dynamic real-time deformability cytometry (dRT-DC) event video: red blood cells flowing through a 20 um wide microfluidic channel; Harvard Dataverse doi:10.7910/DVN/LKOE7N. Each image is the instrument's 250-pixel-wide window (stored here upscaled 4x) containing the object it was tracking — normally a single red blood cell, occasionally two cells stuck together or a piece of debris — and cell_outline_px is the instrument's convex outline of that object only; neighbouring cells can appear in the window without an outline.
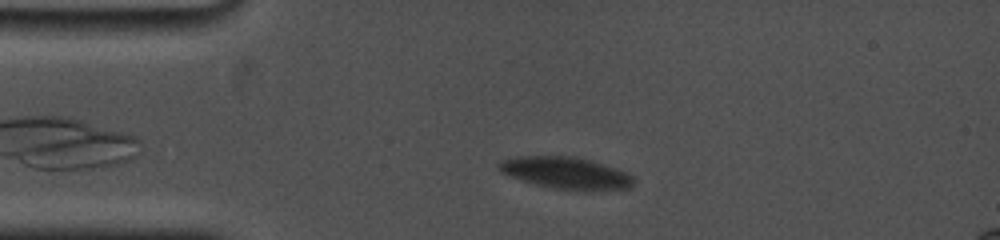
{"species": "common noctule bat (a hibernating species)", "species_latin": "Nyctalus noctula", "temperature_condition": "cold", "stored_images_in_passage": 60, "segment_of_instrument_passage": [1, 2], "camera_frame_rate_fps": 5000, "um_per_image_px": 0.085, "animal": {"sex": "female", "body_mass_g": 19.0, "forearm_length_mm": 53.3}, "frame": {"image": 1, "passage_image": 12, "time_ms": 3.2, "image_size_px": [1000, 240], "cell_outline_px": [[636, 184], [628, 188], [588, 192], [584, 192], [552, 188], [536, 184], [500, 172], [496, 168], [496, 164], [500, 160], [516, 156], [572, 156], [588, 160], [616, 168], [628, 172], [632, 176]], "centroid_in_image_um": [48.13, 14.72], "position_along_channel_um": 36.9, "area_um2": 25.37}}
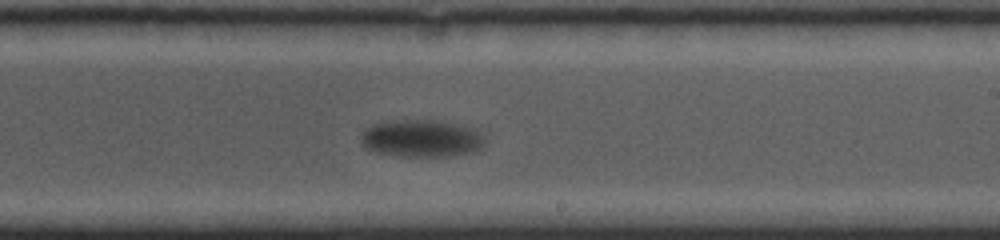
{"frame": {"image": 2, "passage_image": 32, "time_ms": 10.6, "image_size_px": [1000, 240], "cell_outline_px": [[484, 144], [480, 148], [472, 152], [456, 156], [396, 156], [376, 152], [360, 144], [360, 136], [368, 128], [384, 120], [432, 120], [456, 124], [472, 128], [480, 132], [484, 136]], "centroid_in_image_um": [35.82, 11.77], "position_along_channel_um": 253.2, "area_um2": 26.99}}
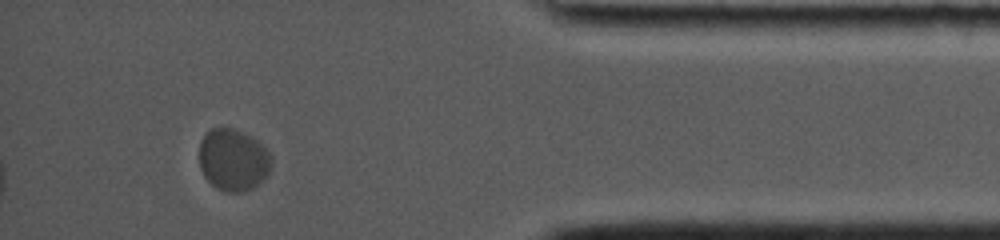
{"frame": {"image": 3, "passage_image": 52, "time_ms": 16.2, "image_size_px": [1000, 240], "cell_outline_px": [[272, 168], [268, 176], [264, 180], [252, 188], [244, 192], [224, 192], [216, 188], [204, 176], [200, 168], [200, 140], [212, 128], [236, 128], [252, 136], [272, 156]], "centroid_in_image_um": [19.85, 13.6], "position_along_channel_um": 415.3, "area_um2": 26.36}}